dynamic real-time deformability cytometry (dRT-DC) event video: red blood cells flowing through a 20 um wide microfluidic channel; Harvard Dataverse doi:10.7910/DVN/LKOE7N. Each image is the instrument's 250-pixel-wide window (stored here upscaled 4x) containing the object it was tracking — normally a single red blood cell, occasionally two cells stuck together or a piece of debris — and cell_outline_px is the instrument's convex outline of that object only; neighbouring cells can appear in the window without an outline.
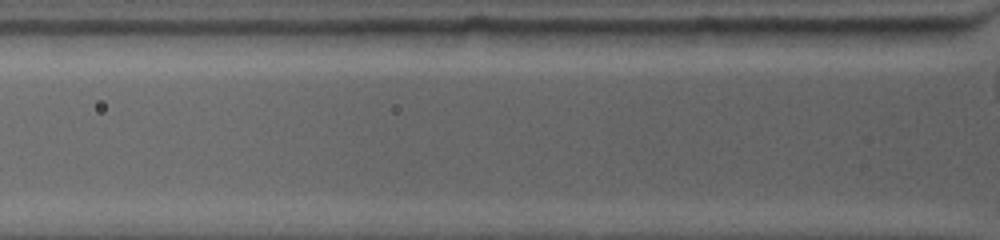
{"species": "common noctule bat (a hibernating species)", "species_latin": "Nyctalus noctula", "temperature_condition": "warm", "stored_images_in_passage": 4, "segment_of_instrument_passage": [2, 2], "camera_frame_rate_fps": 4500, "um_per_image_px": 0.085, "animal": {"sex": "female", "body_mass_g": 19.0, "forearm_length_mm": 53.3}, "frame": {"image": 1, "passage_image": 4, "time_ms": 0.889, "image_size_px": [1000, 240], "cell_outline_px": [[952, 36], [940, 44], [888, 44], [868, 40], [844, 28], [952, 28]], "centroid_in_image_um": [76.89, 2.99], "position_along_channel_um": 48.9, "area_um2": 10.12}}